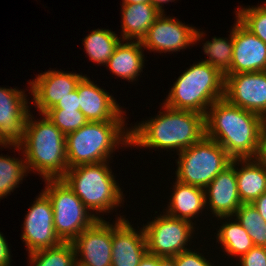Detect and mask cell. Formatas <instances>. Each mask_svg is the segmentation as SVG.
<instances>
[{"mask_svg": "<svg viewBox=\"0 0 266 266\" xmlns=\"http://www.w3.org/2000/svg\"><path fill=\"white\" fill-rule=\"evenodd\" d=\"M140 41H122L116 47L113 55L109 58L106 66L120 78L133 82L143 71L144 55Z\"/></svg>", "mask_w": 266, "mask_h": 266, "instance_id": "7402d4cb", "label": "cell"}, {"mask_svg": "<svg viewBox=\"0 0 266 266\" xmlns=\"http://www.w3.org/2000/svg\"><path fill=\"white\" fill-rule=\"evenodd\" d=\"M236 18L247 30L266 44V2L257 7L238 8Z\"/></svg>", "mask_w": 266, "mask_h": 266, "instance_id": "f546056e", "label": "cell"}, {"mask_svg": "<svg viewBox=\"0 0 266 266\" xmlns=\"http://www.w3.org/2000/svg\"><path fill=\"white\" fill-rule=\"evenodd\" d=\"M177 155L176 180L203 189L232 161L219 143L206 136Z\"/></svg>", "mask_w": 266, "mask_h": 266, "instance_id": "52a82bcc", "label": "cell"}, {"mask_svg": "<svg viewBox=\"0 0 266 266\" xmlns=\"http://www.w3.org/2000/svg\"><path fill=\"white\" fill-rule=\"evenodd\" d=\"M138 266H158V256L147 253Z\"/></svg>", "mask_w": 266, "mask_h": 266, "instance_id": "74e56055", "label": "cell"}, {"mask_svg": "<svg viewBox=\"0 0 266 266\" xmlns=\"http://www.w3.org/2000/svg\"><path fill=\"white\" fill-rule=\"evenodd\" d=\"M264 118L230 104L215 101L205 115V136L219 143L232 159L255 158Z\"/></svg>", "mask_w": 266, "mask_h": 266, "instance_id": "6da1fadb", "label": "cell"}, {"mask_svg": "<svg viewBox=\"0 0 266 266\" xmlns=\"http://www.w3.org/2000/svg\"><path fill=\"white\" fill-rule=\"evenodd\" d=\"M204 191L205 202L209 204L210 210L212 209V214L220 219H233V215L242 204L238 193L235 159H232L231 164L221 171Z\"/></svg>", "mask_w": 266, "mask_h": 266, "instance_id": "d6986e66", "label": "cell"}, {"mask_svg": "<svg viewBox=\"0 0 266 266\" xmlns=\"http://www.w3.org/2000/svg\"><path fill=\"white\" fill-rule=\"evenodd\" d=\"M125 121L87 122L66 135L68 168L108 161L115 148L130 145V130Z\"/></svg>", "mask_w": 266, "mask_h": 266, "instance_id": "277c9868", "label": "cell"}, {"mask_svg": "<svg viewBox=\"0 0 266 266\" xmlns=\"http://www.w3.org/2000/svg\"><path fill=\"white\" fill-rule=\"evenodd\" d=\"M172 2V0H150V3L160 12V13H164V10L162 8L163 3H168V2ZM175 1V0H173Z\"/></svg>", "mask_w": 266, "mask_h": 266, "instance_id": "ab89813d", "label": "cell"}, {"mask_svg": "<svg viewBox=\"0 0 266 266\" xmlns=\"http://www.w3.org/2000/svg\"><path fill=\"white\" fill-rule=\"evenodd\" d=\"M83 77L82 74L66 73L59 70H48L38 74L36 79L30 81L29 84L34 104L41 112L40 114H44L73 92Z\"/></svg>", "mask_w": 266, "mask_h": 266, "instance_id": "9a60e30c", "label": "cell"}, {"mask_svg": "<svg viewBox=\"0 0 266 266\" xmlns=\"http://www.w3.org/2000/svg\"><path fill=\"white\" fill-rule=\"evenodd\" d=\"M25 91L0 87V145H19L30 107Z\"/></svg>", "mask_w": 266, "mask_h": 266, "instance_id": "5bb4252c", "label": "cell"}, {"mask_svg": "<svg viewBox=\"0 0 266 266\" xmlns=\"http://www.w3.org/2000/svg\"><path fill=\"white\" fill-rule=\"evenodd\" d=\"M23 223L21 239L28 253L55 247L62 243L54 229L53 207L48 196L42 191L29 207Z\"/></svg>", "mask_w": 266, "mask_h": 266, "instance_id": "8fae6325", "label": "cell"}, {"mask_svg": "<svg viewBox=\"0 0 266 266\" xmlns=\"http://www.w3.org/2000/svg\"><path fill=\"white\" fill-rule=\"evenodd\" d=\"M27 173L29 171L24 156L21 160L0 155V199L15 190Z\"/></svg>", "mask_w": 266, "mask_h": 266, "instance_id": "83f0119b", "label": "cell"}, {"mask_svg": "<svg viewBox=\"0 0 266 266\" xmlns=\"http://www.w3.org/2000/svg\"><path fill=\"white\" fill-rule=\"evenodd\" d=\"M158 266H176L174 257H159Z\"/></svg>", "mask_w": 266, "mask_h": 266, "instance_id": "f35d334b", "label": "cell"}, {"mask_svg": "<svg viewBox=\"0 0 266 266\" xmlns=\"http://www.w3.org/2000/svg\"><path fill=\"white\" fill-rule=\"evenodd\" d=\"M193 223L168 214L157 216L144 227L148 254L174 257L189 250L188 241L194 230Z\"/></svg>", "mask_w": 266, "mask_h": 266, "instance_id": "9c48e42d", "label": "cell"}, {"mask_svg": "<svg viewBox=\"0 0 266 266\" xmlns=\"http://www.w3.org/2000/svg\"><path fill=\"white\" fill-rule=\"evenodd\" d=\"M225 95V76L212 65L198 62L178 77L163 104L206 115L209 107Z\"/></svg>", "mask_w": 266, "mask_h": 266, "instance_id": "5b68a950", "label": "cell"}, {"mask_svg": "<svg viewBox=\"0 0 266 266\" xmlns=\"http://www.w3.org/2000/svg\"><path fill=\"white\" fill-rule=\"evenodd\" d=\"M72 244L77 266H111L112 224L104 219H97L82 231Z\"/></svg>", "mask_w": 266, "mask_h": 266, "instance_id": "4fadbf2b", "label": "cell"}, {"mask_svg": "<svg viewBox=\"0 0 266 266\" xmlns=\"http://www.w3.org/2000/svg\"><path fill=\"white\" fill-rule=\"evenodd\" d=\"M255 158L266 166V119H264L261 127L259 148Z\"/></svg>", "mask_w": 266, "mask_h": 266, "instance_id": "e575fe53", "label": "cell"}, {"mask_svg": "<svg viewBox=\"0 0 266 266\" xmlns=\"http://www.w3.org/2000/svg\"><path fill=\"white\" fill-rule=\"evenodd\" d=\"M233 216L247 231L254 246L266 247V221L252 204H241Z\"/></svg>", "mask_w": 266, "mask_h": 266, "instance_id": "f1b7e54d", "label": "cell"}, {"mask_svg": "<svg viewBox=\"0 0 266 266\" xmlns=\"http://www.w3.org/2000/svg\"><path fill=\"white\" fill-rule=\"evenodd\" d=\"M176 266H212L210 260L204 258L199 252L186 250L174 256Z\"/></svg>", "mask_w": 266, "mask_h": 266, "instance_id": "1f68e13d", "label": "cell"}, {"mask_svg": "<svg viewBox=\"0 0 266 266\" xmlns=\"http://www.w3.org/2000/svg\"><path fill=\"white\" fill-rule=\"evenodd\" d=\"M266 71V44L238 20L233 25L231 74Z\"/></svg>", "mask_w": 266, "mask_h": 266, "instance_id": "2e32d148", "label": "cell"}, {"mask_svg": "<svg viewBox=\"0 0 266 266\" xmlns=\"http://www.w3.org/2000/svg\"><path fill=\"white\" fill-rule=\"evenodd\" d=\"M108 164L105 161L77 165L68 168L61 178L89 211L97 212L96 215L110 212L124 199Z\"/></svg>", "mask_w": 266, "mask_h": 266, "instance_id": "8992f818", "label": "cell"}, {"mask_svg": "<svg viewBox=\"0 0 266 266\" xmlns=\"http://www.w3.org/2000/svg\"><path fill=\"white\" fill-rule=\"evenodd\" d=\"M241 266H266V247L254 246L239 258Z\"/></svg>", "mask_w": 266, "mask_h": 266, "instance_id": "d6a6232c", "label": "cell"}, {"mask_svg": "<svg viewBox=\"0 0 266 266\" xmlns=\"http://www.w3.org/2000/svg\"><path fill=\"white\" fill-rule=\"evenodd\" d=\"M11 255L8 243L0 232V266H10Z\"/></svg>", "mask_w": 266, "mask_h": 266, "instance_id": "d590c367", "label": "cell"}, {"mask_svg": "<svg viewBox=\"0 0 266 266\" xmlns=\"http://www.w3.org/2000/svg\"><path fill=\"white\" fill-rule=\"evenodd\" d=\"M163 109L154 119L151 117L129 129V147L176 149L180 153L205 136V115L165 104Z\"/></svg>", "mask_w": 266, "mask_h": 266, "instance_id": "7a4b0ae2", "label": "cell"}, {"mask_svg": "<svg viewBox=\"0 0 266 266\" xmlns=\"http://www.w3.org/2000/svg\"><path fill=\"white\" fill-rule=\"evenodd\" d=\"M169 206L166 209V214L169 216L187 220L192 222L191 219L206 207L205 191L203 188L192 186L175 181L173 186V194L169 199Z\"/></svg>", "mask_w": 266, "mask_h": 266, "instance_id": "44dd1931", "label": "cell"}, {"mask_svg": "<svg viewBox=\"0 0 266 266\" xmlns=\"http://www.w3.org/2000/svg\"><path fill=\"white\" fill-rule=\"evenodd\" d=\"M205 34L193 26L161 13L140 41L144 49L161 53L177 52L195 44ZM195 42V43H194Z\"/></svg>", "mask_w": 266, "mask_h": 266, "instance_id": "30bf717a", "label": "cell"}, {"mask_svg": "<svg viewBox=\"0 0 266 266\" xmlns=\"http://www.w3.org/2000/svg\"><path fill=\"white\" fill-rule=\"evenodd\" d=\"M204 54L209 59L202 60L219 70L224 76L231 74V62L233 58V28L230 32L229 40L226 38L214 37L212 41L204 43Z\"/></svg>", "mask_w": 266, "mask_h": 266, "instance_id": "4316f807", "label": "cell"}, {"mask_svg": "<svg viewBox=\"0 0 266 266\" xmlns=\"http://www.w3.org/2000/svg\"><path fill=\"white\" fill-rule=\"evenodd\" d=\"M123 41L109 29H96L87 35L83 42L86 54L92 62L104 64L113 55L118 44Z\"/></svg>", "mask_w": 266, "mask_h": 266, "instance_id": "d4e9b609", "label": "cell"}, {"mask_svg": "<svg viewBox=\"0 0 266 266\" xmlns=\"http://www.w3.org/2000/svg\"><path fill=\"white\" fill-rule=\"evenodd\" d=\"M44 114L65 136L88 122L80 110H47Z\"/></svg>", "mask_w": 266, "mask_h": 266, "instance_id": "4dcf8cb0", "label": "cell"}, {"mask_svg": "<svg viewBox=\"0 0 266 266\" xmlns=\"http://www.w3.org/2000/svg\"><path fill=\"white\" fill-rule=\"evenodd\" d=\"M117 218L112 224L111 266H138L148 253L144 229L136 231L129 220Z\"/></svg>", "mask_w": 266, "mask_h": 266, "instance_id": "e0dca14e", "label": "cell"}, {"mask_svg": "<svg viewBox=\"0 0 266 266\" xmlns=\"http://www.w3.org/2000/svg\"><path fill=\"white\" fill-rule=\"evenodd\" d=\"M47 182V183H46ZM43 192L52 203L54 229L62 242H72L82 231L90 227L97 219L65 184L62 179H45Z\"/></svg>", "mask_w": 266, "mask_h": 266, "instance_id": "ba28073f", "label": "cell"}, {"mask_svg": "<svg viewBox=\"0 0 266 266\" xmlns=\"http://www.w3.org/2000/svg\"><path fill=\"white\" fill-rule=\"evenodd\" d=\"M122 40L141 41L161 14L151 3L122 4Z\"/></svg>", "mask_w": 266, "mask_h": 266, "instance_id": "603a6c76", "label": "cell"}, {"mask_svg": "<svg viewBox=\"0 0 266 266\" xmlns=\"http://www.w3.org/2000/svg\"><path fill=\"white\" fill-rule=\"evenodd\" d=\"M251 204L266 221V192L254 200Z\"/></svg>", "mask_w": 266, "mask_h": 266, "instance_id": "8d00e7d4", "label": "cell"}, {"mask_svg": "<svg viewBox=\"0 0 266 266\" xmlns=\"http://www.w3.org/2000/svg\"><path fill=\"white\" fill-rule=\"evenodd\" d=\"M80 110L79 106V96L77 89L67 95L65 98L61 99L53 108L49 110Z\"/></svg>", "mask_w": 266, "mask_h": 266, "instance_id": "836d02e7", "label": "cell"}, {"mask_svg": "<svg viewBox=\"0 0 266 266\" xmlns=\"http://www.w3.org/2000/svg\"><path fill=\"white\" fill-rule=\"evenodd\" d=\"M29 259L33 266H77L72 242H62L55 247L31 252Z\"/></svg>", "mask_w": 266, "mask_h": 266, "instance_id": "484cf974", "label": "cell"}, {"mask_svg": "<svg viewBox=\"0 0 266 266\" xmlns=\"http://www.w3.org/2000/svg\"><path fill=\"white\" fill-rule=\"evenodd\" d=\"M84 76L77 85L80 111L89 122L124 121L123 110L113 96Z\"/></svg>", "mask_w": 266, "mask_h": 266, "instance_id": "ac0fdd59", "label": "cell"}, {"mask_svg": "<svg viewBox=\"0 0 266 266\" xmlns=\"http://www.w3.org/2000/svg\"><path fill=\"white\" fill-rule=\"evenodd\" d=\"M241 163V168H236ZM238 193L242 204H251L266 192V166L256 158L235 159Z\"/></svg>", "mask_w": 266, "mask_h": 266, "instance_id": "ffe728a7", "label": "cell"}, {"mask_svg": "<svg viewBox=\"0 0 266 266\" xmlns=\"http://www.w3.org/2000/svg\"><path fill=\"white\" fill-rule=\"evenodd\" d=\"M216 235L217 242H220L228 256L240 258L254 247L251 237L237 219L223 223Z\"/></svg>", "mask_w": 266, "mask_h": 266, "instance_id": "cb8c5ba5", "label": "cell"}, {"mask_svg": "<svg viewBox=\"0 0 266 266\" xmlns=\"http://www.w3.org/2000/svg\"><path fill=\"white\" fill-rule=\"evenodd\" d=\"M224 98L266 119V71L226 75Z\"/></svg>", "mask_w": 266, "mask_h": 266, "instance_id": "7c38bea8", "label": "cell"}, {"mask_svg": "<svg viewBox=\"0 0 266 266\" xmlns=\"http://www.w3.org/2000/svg\"><path fill=\"white\" fill-rule=\"evenodd\" d=\"M122 4L150 3V0H122Z\"/></svg>", "mask_w": 266, "mask_h": 266, "instance_id": "60d3db41", "label": "cell"}, {"mask_svg": "<svg viewBox=\"0 0 266 266\" xmlns=\"http://www.w3.org/2000/svg\"><path fill=\"white\" fill-rule=\"evenodd\" d=\"M36 121L28 113L23 139L19 145H2L4 148L22 149L28 171H37L43 179H61L67 169L66 136L47 118ZM34 119V121H33Z\"/></svg>", "mask_w": 266, "mask_h": 266, "instance_id": "3957f363", "label": "cell"}]
</instances>
